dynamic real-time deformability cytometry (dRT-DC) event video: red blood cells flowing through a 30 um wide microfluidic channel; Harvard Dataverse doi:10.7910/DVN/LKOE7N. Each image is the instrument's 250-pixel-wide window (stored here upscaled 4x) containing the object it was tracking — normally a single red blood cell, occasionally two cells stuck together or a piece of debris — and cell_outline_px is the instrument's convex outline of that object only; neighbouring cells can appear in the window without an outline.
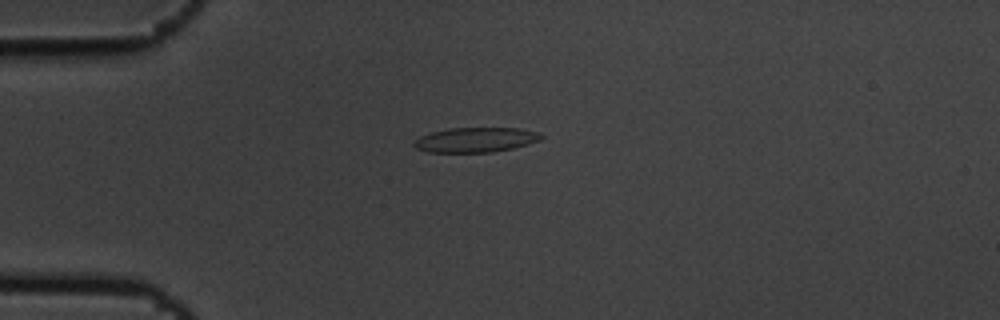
{"species": "common noctule bat (a hibernating species)", "species_latin": "Nyctalus noctula", "temperature_condition": "cold", "stored_images_in_passage": 7, "camera_frame_rate_fps": 3000, "um_per_image_px": 0.085, "animal": {"sex": "male", "body_mass_g": 19.5, "forearm_length_mm": 54.6}, "frame": {"image": 1, "passage_image": 4, "time_ms": 1.0, "image_size_px": [1000, 320], "cell_outline_px": [[544, 136], [540, 140], [528, 144], [512, 148], [492, 152], [428, 152], [416, 148], [412, 144], [420, 136], [432, 132], [448, 128], [520, 128], [536, 132]], "centroid_in_image_um": [40.42, 11.88], "position_along_channel_um": 44.6, "area_um2": 18.26}}
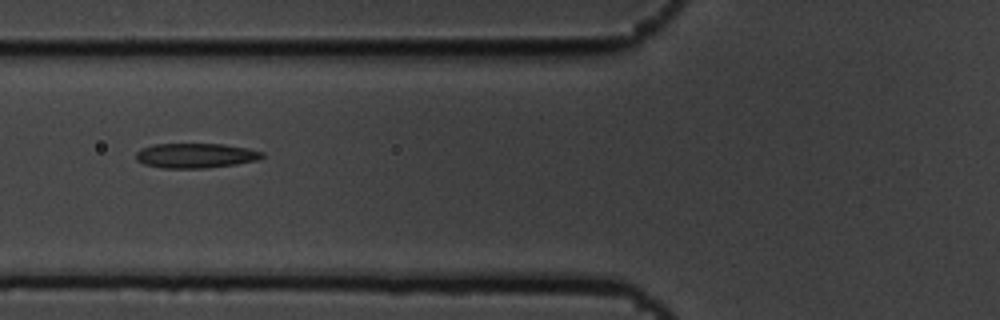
{"frame": {"image": 2, "passage_image": 6, "time_ms": 1.667, "image_size_px": [1000, 320], "cell_outline_px": [[264, 156], [256, 160], [236, 164], [204, 168], [160, 168], [144, 164], [136, 160], [136, 152], [140, 148], [152, 144], [224, 144], [248, 148], [264, 152]], "centroid_in_image_um": [16.59, 13.22], "position_along_channel_um": 109.2, "area_um2": 18.32}}
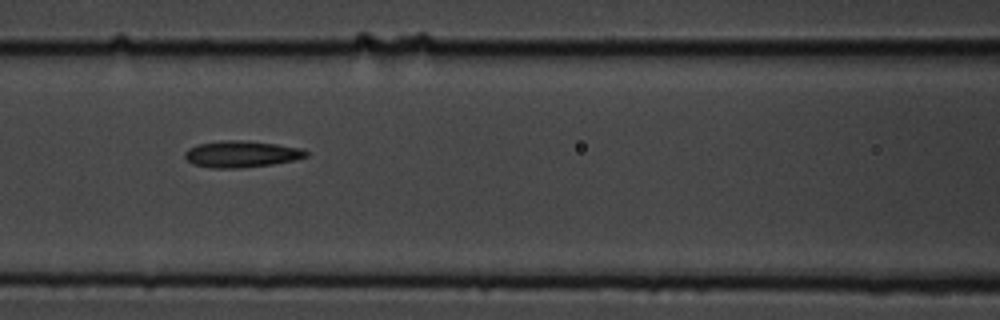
{"frame": {"image": 3, "passage_image": 7, "time_ms": 2.0, "image_size_px": [1000, 320], "cell_outline_px": [[308, 156], [296, 160], [272, 164], [236, 168], [212, 168], [192, 164], [184, 156], [184, 152], [188, 148], [200, 144], [220, 140], [244, 140], [276, 144], [300, 148], [308, 152]], "centroid_in_image_um": [20.51, 13.09], "position_along_channel_um": 146.1, "area_um2": 18.73}}